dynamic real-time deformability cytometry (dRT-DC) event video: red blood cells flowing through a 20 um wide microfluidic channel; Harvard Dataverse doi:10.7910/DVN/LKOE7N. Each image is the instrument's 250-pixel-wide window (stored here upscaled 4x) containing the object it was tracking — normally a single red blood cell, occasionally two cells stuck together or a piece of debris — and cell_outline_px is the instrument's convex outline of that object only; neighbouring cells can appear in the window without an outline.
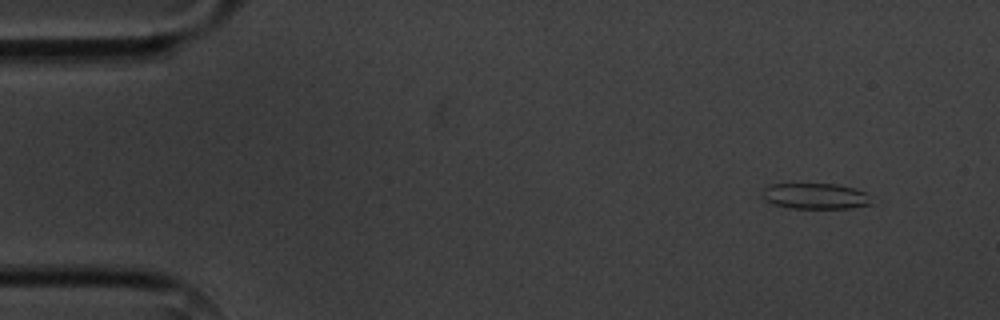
{"species": "common noctule bat (a hibernating species)", "species_latin": "Nyctalus noctula", "temperature_condition": "cold", "stored_images_in_passage": 4, "segment_of_instrument_passage": [2, 2], "camera_frame_rate_fps": 3000, "um_per_image_px": 0.085, "animal": {"sex": "male", "body_mass_g": 20.1, "forearm_length_mm": 53.5}, "frame": {"image": 1, "passage_image": 4, "time_ms": 4.333, "image_size_px": [1000, 320], "cell_outline_px": [[872, 204], [852, 208], [788, 208], [772, 204], [764, 200], [760, 192], [768, 184], [840, 184], [864, 192]], "centroid_in_image_um": [69.22, 16.67], "position_along_channel_um": 15.8, "area_um2": 16.47}}